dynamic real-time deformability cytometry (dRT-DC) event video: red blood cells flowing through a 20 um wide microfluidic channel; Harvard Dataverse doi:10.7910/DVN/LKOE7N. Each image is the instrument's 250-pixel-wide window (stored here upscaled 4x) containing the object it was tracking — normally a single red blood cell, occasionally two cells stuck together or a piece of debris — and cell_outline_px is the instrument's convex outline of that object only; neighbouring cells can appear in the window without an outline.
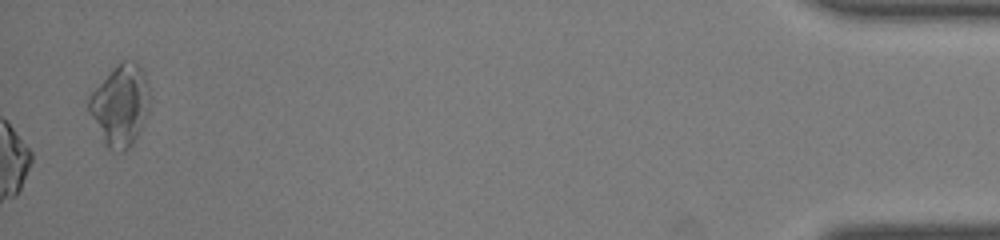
{"species": "common noctule bat (a hibernating species)", "species_latin": "Nyctalus noctula", "temperature_condition": "room temperature", "stored_images_in_passage": 52, "camera_frame_rate_fps": 3000, "um_per_image_px": 0.085, "animal": {"sex": "male", "body_mass_g": 19.0, "forearm_length_mm": 50.8}, "frame": {"image": 1, "passage_image": 52, "time_ms": 17.0, "image_size_px": [1000, 240], "cell_outline_px": [[148, 108], [140, 128], [132, 144], [124, 152], [112, 152], [104, 148], [88, 112], [88, 100], [92, 92], [112, 68], [120, 60], [136, 60], [140, 64], [148, 80]], "centroid_in_image_um": [10.18, 8.95], "position_along_channel_um": 425.0, "area_um2": 29.19}, "authors_computed_cell_mechanics": {"area_um2": 28.8711, "velocity_mm_per_s": 4.0749, "shape_relaxation_time_tau1_ms": 4.211, "shape_relaxation_time_tau2_ms": 9.2598, "deformation_change_tau1": 0.2269, "deformation_change_tau2": 0.1322}}